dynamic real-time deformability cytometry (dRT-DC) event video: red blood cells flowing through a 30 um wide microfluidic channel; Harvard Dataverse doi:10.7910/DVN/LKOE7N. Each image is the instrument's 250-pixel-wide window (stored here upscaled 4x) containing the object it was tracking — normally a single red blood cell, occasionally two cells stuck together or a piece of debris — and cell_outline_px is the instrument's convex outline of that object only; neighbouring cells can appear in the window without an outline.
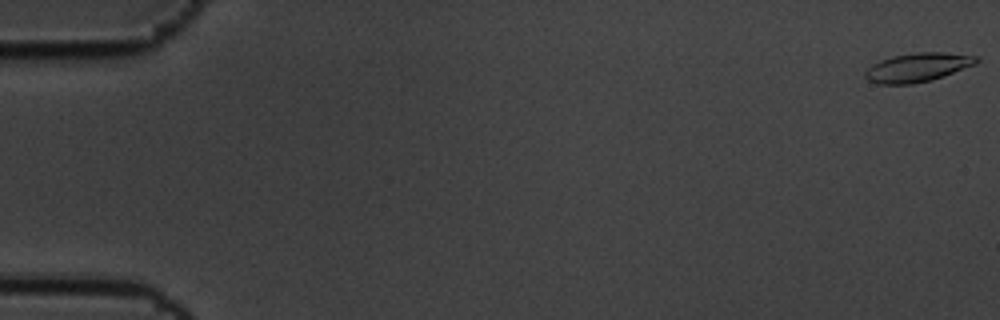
{"species": "common noctule bat (a hibernating species)", "species_latin": "Nyctalus noctula", "temperature_condition": "cold", "stored_images_in_passage": 6, "camera_frame_rate_fps": 3000, "um_per_image_px": 0.085, "animal": {"sex": "male", "body_mass_g": 19.5, "forearm_length_mm": 54.6}, "frame": {"image": 1, "passage_image": 1, "time_ms": 0.0, "image_size_px": [1000, 320], "cell_outline_px": [[980, 60], [976, 64], [944, 76], [932, 80], [912, 84], [880, 84], [868, 80], [864, 76], [864, 72], [872, 64], [880, 60], [892, 56], [916, 52], [944, 52], [980, 56]], "centroid_in_image_um": [78.02, 5.72], "position_along_channel_um": 7.0, "area_um2": 18.9}}
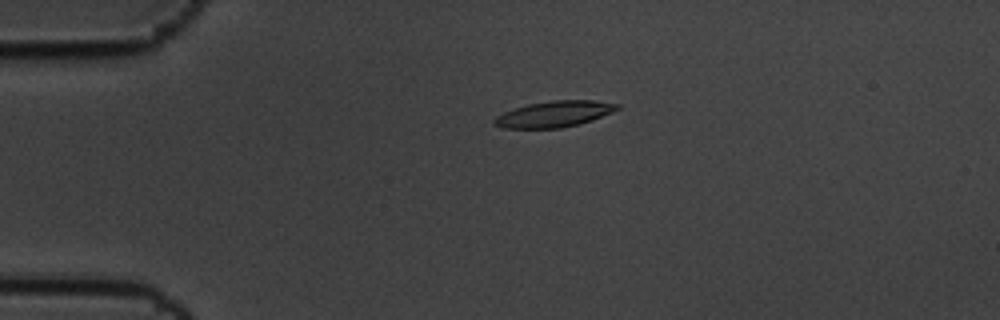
{"frame": {"image": 2, "passage_image": 5, "time_ms": 1.333, "image_size_px": [1000, 320], "cell_outline_px": [[620, 108], [612, 112], [592, 120], [580, 124], [560, 128], [504, 128], [492, 124], [492, 120], [496, 116], [504, 112], [528, 104], [552, 100], [596, 100], [620, 104]], "centroid_in_image_um": [47.12, 9.69], "position_along_channel_um": 37.9, "area_um2": 18.73}}